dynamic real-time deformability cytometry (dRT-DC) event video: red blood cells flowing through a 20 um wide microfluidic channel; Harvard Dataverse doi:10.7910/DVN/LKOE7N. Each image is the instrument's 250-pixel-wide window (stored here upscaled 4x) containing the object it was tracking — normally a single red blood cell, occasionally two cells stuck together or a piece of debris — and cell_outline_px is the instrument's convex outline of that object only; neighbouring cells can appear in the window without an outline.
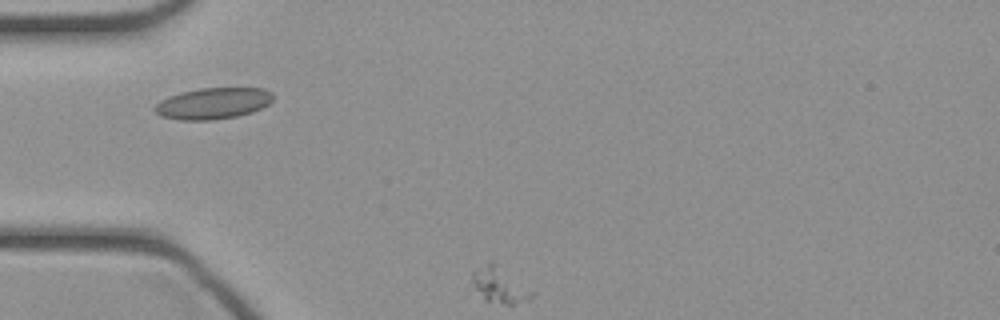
{"species": "common noctule bat (a hibernating species)", "species_latin": "Nyctalus noctula", "temperature_condition": "cold", "stored_images_in_passage": 8, "segment_of_instrument_passage": [2, 2], "camera_frame_rate_fps": 3000, "um_per_image_px": 0.085, "animal": {"sex": "female", "body_mass_g": 21.9}, "frame": {"image": 1, "passage_image": 8, "time_ms": 2.333, "image_size_px": [1000, 320], "cell_outline_px": [[536, 292], [532, 296], [524, 300], [512, 304], [508, 304], [484, 300], [468, 284], [472, 272], [476, 268], [488, 260], [492, 260]], "centroid_in_image_um": [42.37, 24.19], "position_along_channel_um": 42.6, "area_um2": 12.83}}